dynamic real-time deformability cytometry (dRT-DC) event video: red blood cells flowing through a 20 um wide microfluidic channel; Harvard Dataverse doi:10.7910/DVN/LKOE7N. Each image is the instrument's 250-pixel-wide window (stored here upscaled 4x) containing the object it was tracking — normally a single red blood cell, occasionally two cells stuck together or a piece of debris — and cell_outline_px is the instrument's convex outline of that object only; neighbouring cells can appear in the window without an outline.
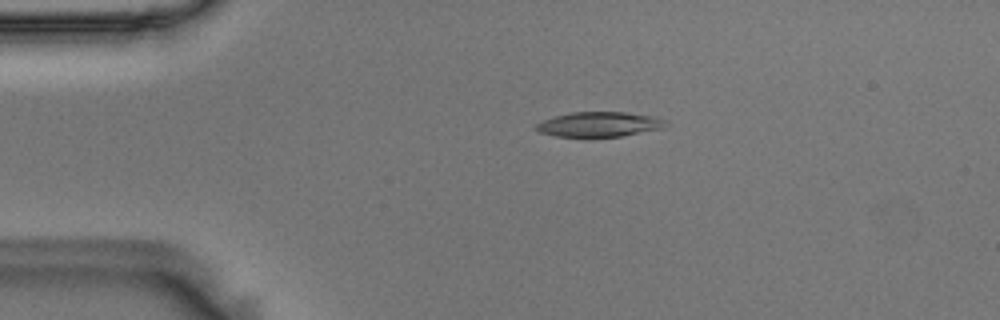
{"species": "Egyptian fruit bat (a non-hibernating species)", "species_latin": "Rousettus aegyptiacus", "temperature_condition": "room temperature", "stored_images_in_passage": 25, "camera_frame_rate_fps": 3000, "um_per_image_px": 0.085, "animal": {"sex": "male"}, "frame": {"image": 1, "passage_image": 1, "time_ms": 0.0, "image_size_px": [1000, 320], "cell_outline_px": [[664, 128], [624, 136], [592, 140], [584, 140], [556, 136], [536, 132], [532, 128], [536, 124], [544, 120], [556, 116], [572, 112], [624, 112], [652, 116], [664, 120]], "centroid_in_image_um": [50.83, 10.63], "position_along_channel_um": 34.2, "area_um2": 19.71}}
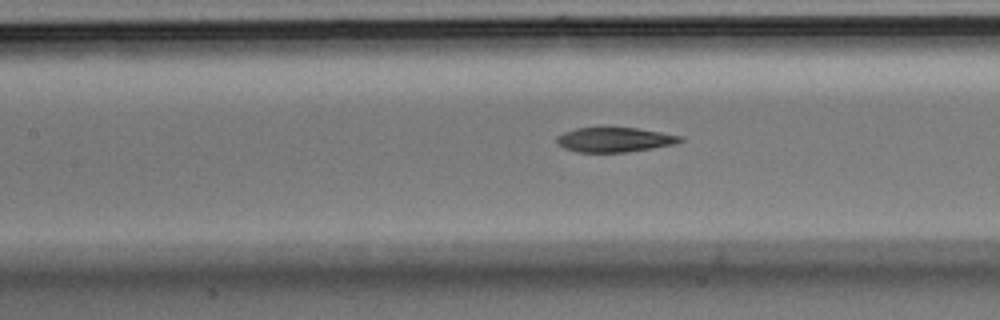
{"frame": {"image": 2, "passage_image": 14, "time_ms": 4.333, "image_size_px": [1000, 320], "cell_outline_px": [[684, 140], [676, 144], [652, 148], [624, 152], [580, 152], [564, 148], [556, 140], [556, 136], [564, 132], [576, 128], [600, 124], [636, 128], [684, 136]], "centroid_in_image_um": [52.23, 11.82], "position_along_channel_um": 155.2, "area_um2": 18.44}}
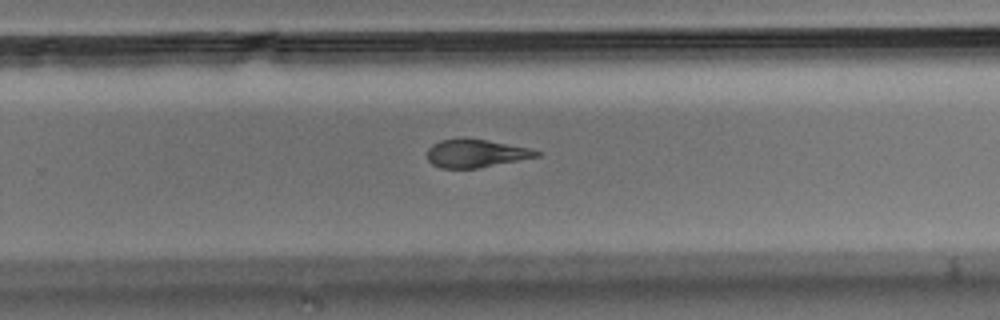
{"frame": {"image": 3, "passage_image": 25, "time_ms": 8.0, "image_size_px": [1000, 320], "cell_outline_px": [[540, 156], [476, 168], [440, 168], [432, 164], [428, 160], [428, 148], [432, 144], [440, 140], [488, 140], [528, 148], [540, 152]], "centroid_in_image_um": [40.43, 13.06], "position_along_channel_um": 289.4, "area_um2": 17.28}}